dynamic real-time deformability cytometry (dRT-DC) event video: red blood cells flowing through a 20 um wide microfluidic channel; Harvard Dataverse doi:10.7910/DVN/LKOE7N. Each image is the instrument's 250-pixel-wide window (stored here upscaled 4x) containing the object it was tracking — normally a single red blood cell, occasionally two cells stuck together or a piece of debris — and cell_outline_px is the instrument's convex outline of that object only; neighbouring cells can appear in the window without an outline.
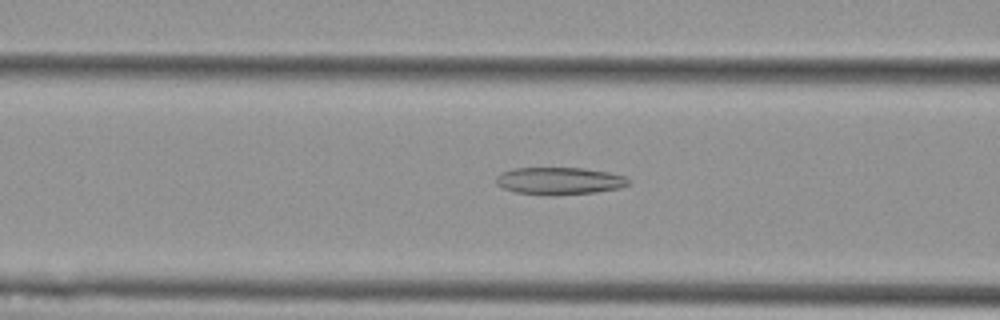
{"species": "Egyptian fruit bat (a non-hibernating species)", "species_latin": "Rousettus aegyptiacus", "temperature_condition": "cold", "stored_images_in_passage": 55, "camera_frame_rate_fps": 3000, "um_per_image_px": 0.085, "animal": {"sex": "female"}, "frame": {"image": 1, "passage_image": 22, "time_ms": 7.0, "image_size_px": [1000, 320], "cell_outline_px": [[632, 180], [628, 184], [620, 188], [596, 192], [552, 196], [516, 192], [504, 188], [496, 184], [496, 176], [500, 172], [512, 168], [584, 168], [608, 172], [624, 176]], "centroid_in_image_um": [47.54, 15.38], "position_along_channel_um": 119.1, "area_um2": 21.27}}
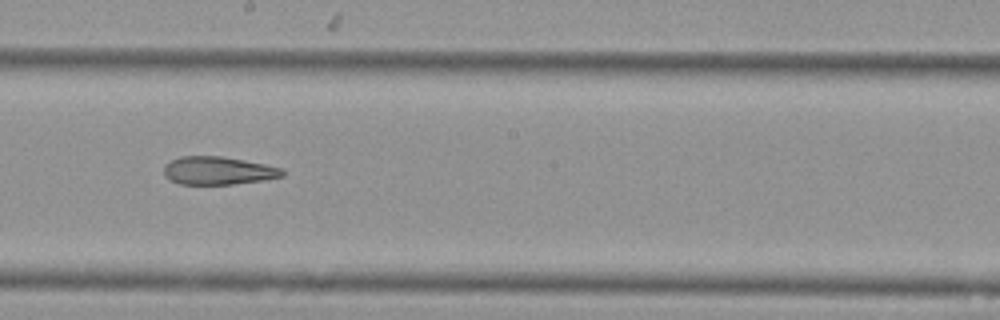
{"frame": {"image": 2, "passage_image": 31, "time_ms": 10.0, "image_size_px": [1000, 320], "cell_outline_px": [[284, 176], [264, 180], [232, 184], [180, 184], [164, 176], [164, 164], [180, 156], [220, 156], [244, 160], [284, 168]], "centroid_in_image_um": [18.55, 14.5], "position_along_channel_um": 229.7, "area_um2": 19.36}}
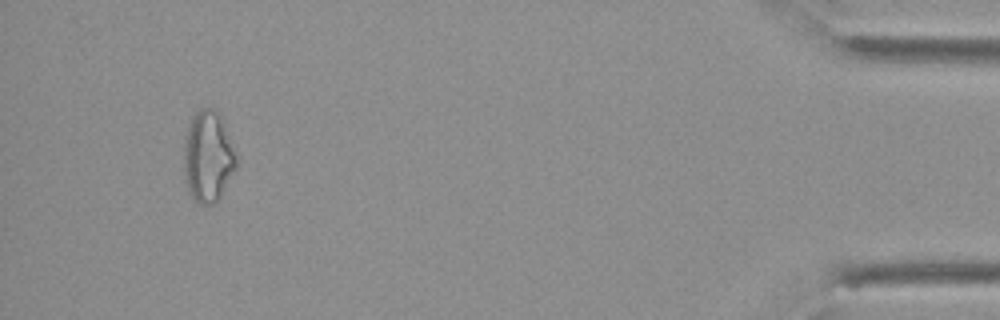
{"frame": {"image": 3, "passage_image": 52, "time_ms": 17.0, "image_size_px": [1000, 320], "cell_outline_px": [[236, 168], [220, 196], [212, 204], [200, 204], [188, 192], [184, 176], [184, 140], [188, 124], [196, 112], [200, 108], [212, 104], [220, 116], [236, 156]], "centroid_in_image_um": [17.65, 13.28], "position_along_channel_um": 417.6, "area_um2": 27.69}, "authors_computed_cell_mechanics": {"area_um2": 24.2182, "velocity_mm_per_s": 3.6987, "shape_relaxation_time_tau1_ms": null, "shape_relaxation_time_tau2_ms": 4.7247, "deformation_change_tau1": null, "deformation_change_tau2": 0.1326}}